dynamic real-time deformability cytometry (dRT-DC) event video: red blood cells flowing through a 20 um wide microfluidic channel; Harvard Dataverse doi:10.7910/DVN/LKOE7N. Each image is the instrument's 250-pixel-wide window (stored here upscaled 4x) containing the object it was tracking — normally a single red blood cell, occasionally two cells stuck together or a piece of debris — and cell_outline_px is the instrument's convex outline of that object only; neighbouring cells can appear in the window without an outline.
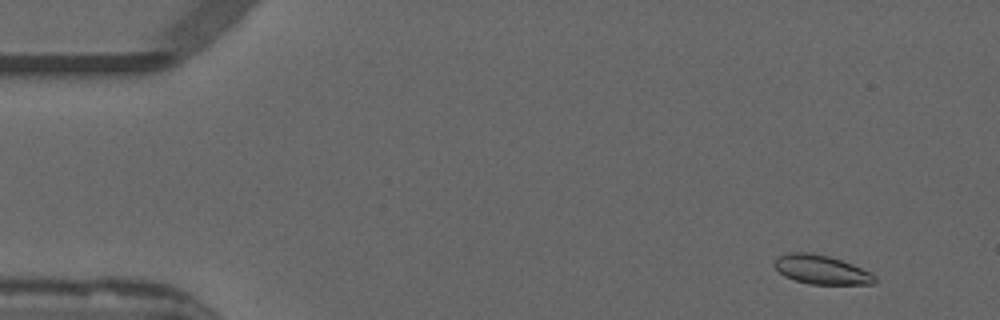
{"species": "common noctule bat (a hibernating species)", "species_latin": "Nyctalus noctula", "temperature_condition": "warm", "stored_images_in_passage": 53, "camera_frame_rate_fps": 3000, "um_per_image_px": 0.085, "animal": {"sex": "male", "forearm_length_mm": 52.5}, "frame": {"image": 1, "passage_image": 4, "time_ms": 1.0, "image_size_px": [1000, 320], "cell_outline_px": [[876, 280], [872, 284], [812, 284], [796, 280], [784, 276], [772, 264], [772, 260], [776, 256], [788, 252], [812, 252], [828, 256], [852, 264], [876, 276]], "centroid_in_image_um": [69.74, 22.9], "position_along_channel_um": 15.3, "area_um2": 16.94}}
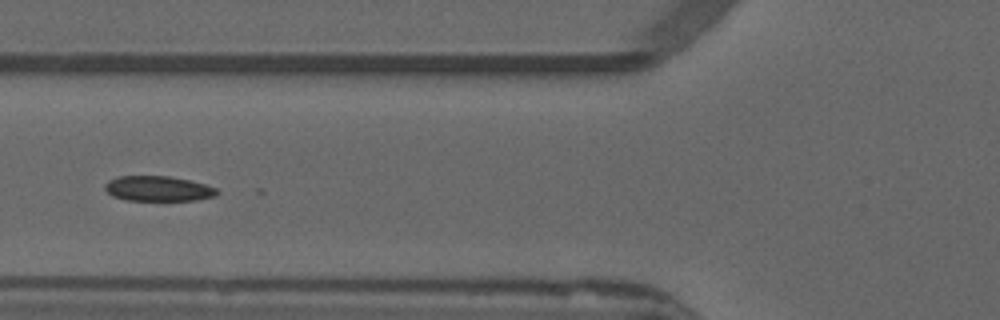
{"frame": {"image": 2, "passage_image": 20, "time_ms": 6.333, "image_size_px": [1000, 320], "cell_outline_px": [[220, 192], [216, 196], [196, 200], [128, 200], [112, 196], [104, 188], [104, 184], [108, 180], [116, 176], [168, 176], [188, 180], [204, 184], [216, 188]], "centroid_in_image_um": [13.43, 16.03], "position_along_channel_um": 112.4, "area_um2": 16.42}}
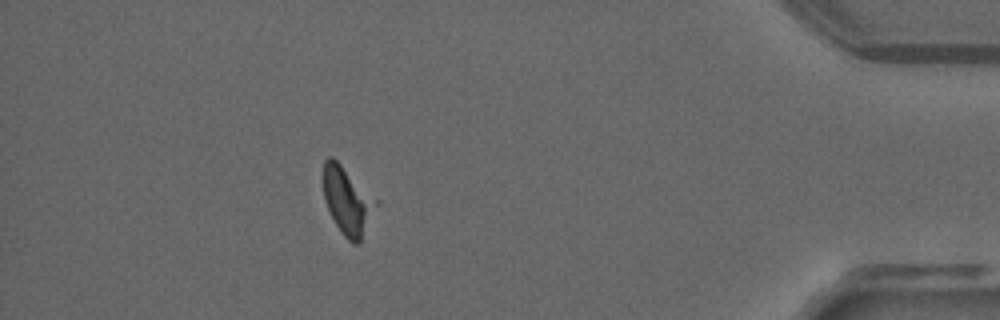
{"frame": {"image": 3, "passage_image": 47, "time_ms": 15.333, "image_size_px": [1000, 320], "cell_outline_px": [[380, 204], [360, 244], [352, 244], [344, 236], [336, 224], [324, 200], [320, 180], [324, 160], [328, 156], [332, 156], [380, 200]], "centroid_in_image_um": [29.55, 17.04], "position_along_channel_um": 405.6, "area_um2": 21.79}, "authors_computed_cell_mechanics": {"area_um2": 17.1088, "velocity_mm_per_s": 3.8523, "shape_relaxation_time_tau1_ms": null, "shape_relaxation_time_tau2_ms": 1.4067, "deformation_change_tau1": null, "deformation_change_tau2": 0.056}}